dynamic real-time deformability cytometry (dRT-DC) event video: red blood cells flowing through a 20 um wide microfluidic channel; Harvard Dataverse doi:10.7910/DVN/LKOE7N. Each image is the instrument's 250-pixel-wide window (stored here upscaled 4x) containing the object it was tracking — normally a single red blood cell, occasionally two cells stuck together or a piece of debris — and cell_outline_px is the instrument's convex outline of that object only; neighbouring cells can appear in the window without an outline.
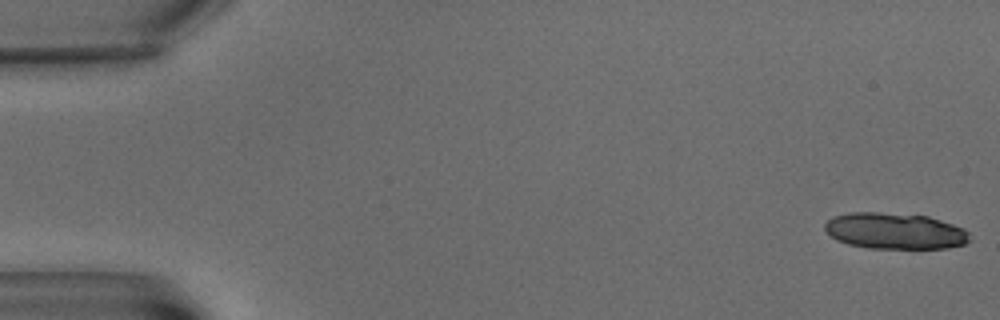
{"species": "common noctule bat (a hibernating species)", "species_latin": "Nyctalus noctula", "temperature_condition": "warm", "stored_images_in_passage": 7, "segment_of_instrument_passage": [1, 2], "camera_frame_rate_fps": 3000, "um_per_image_px": 0.085, "animal": {"sex": "male", "body_mass_g": 15.6}, "frame": {"image": 1, "passage_image": 1, "time_ms": 0.0, "image_size_px": [1000, 320], "cell_outline_px": [[972, 240], [964, 244], [948, 248], [868, 248], [848, 244], [836, 240], [824, 228], [824, 224], [832, 216], [848, 212], [876, 212], [928, 216], [964, 228], [968, 232]], "centroid_in_image_um": [76.07, 19.63], "position_along_channel_um": 8.9, "area_um2": 30.63}}